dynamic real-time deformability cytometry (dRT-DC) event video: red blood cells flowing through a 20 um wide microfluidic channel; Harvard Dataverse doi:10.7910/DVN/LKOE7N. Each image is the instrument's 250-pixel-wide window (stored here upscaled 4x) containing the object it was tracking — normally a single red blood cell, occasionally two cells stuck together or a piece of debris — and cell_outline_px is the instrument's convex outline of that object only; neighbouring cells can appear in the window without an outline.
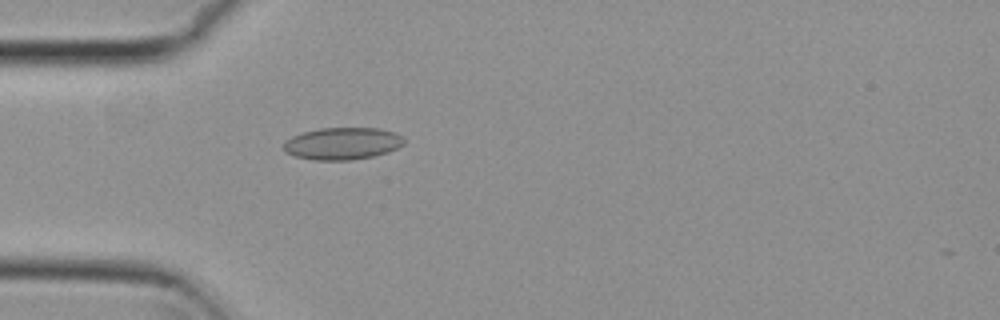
{"species": "common noctule bat (a hibernating species)", "species_latin": "Nyctalus noctula", "temperature_condition": "cold", "stored_images_in_passage": 40, "camera_frame_rate_fps": 3000, "um_per_image_px": 0.085, "animal": {"sex": "female", "body_mass_g": 29.2, "forearm_length_mm": 56.3}, "frame": {"image": 1, "passage_image": 2, "time_ms": 0.333, "image_size_px": [1000, 320], "cell_outline_px": [[404, 144], [388, 152], [372, 156], [348, 160], [316, 160], [296, 156], [284, 152], [284, 140], [292, 136], [304, 132], [320, 128], [380, 128], [396, 132], [404, 136]], "centroid_in_image_um": [29.12, 12.19], "position_along_channel_um": 55.9, "area_um2": 22.6}}
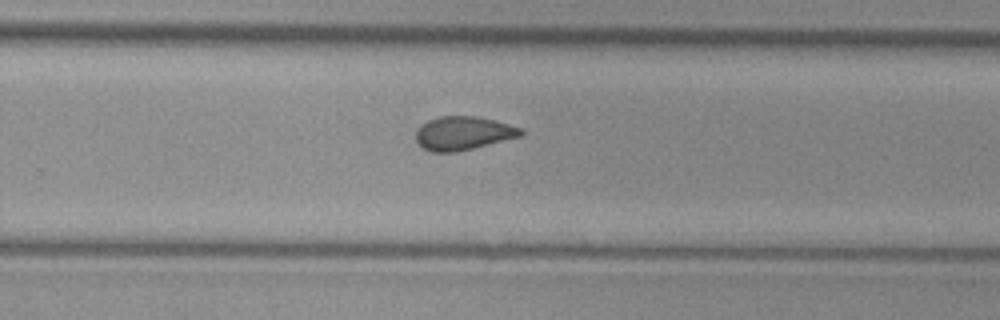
{"frame": {"image": 2, "passage_image": 21, "time_ms": 6.667, "image_size_px": [1000, 320], "cell_outline_px": [[524, 132], [520, 136], [456, 152], [432, 152], [424, 148], [416, 140], [416, 128], [420, 124], [428, 120], [440, 116], [476, 116], [496, 120], [524, 128]], "centroid_in_image_um": [39.37, 11.3], "position_along_channel_um": 290.4, "area_um2": 20.58}}
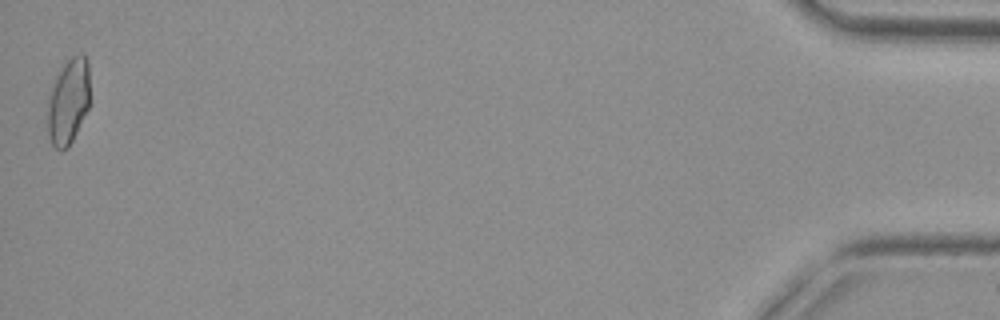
{"frame": {"image": 3, "passage_image": 40, "time_ms": 13.0, "image_size_px": [1000, 320], "cell_outline_px": [[88, 108], [72, 140], [60, 152], [52, 144], [48, 136], [48, 104], [56, 72], [72, 56], [84, 56], [88, 60]], "centroid_in_image_um": [5.79, 8.62], "position_along_channel_um": 429.4, "area_um2": 20.58}, "authors_computed_cell_mechanics": {"area_um2": 20.3745, "velocity_mm_per_s": 3.785, "shape_relaxation_time_tau1_ms": 10.6729, "shape_relaxation_time_tau2_ms": 1.7784, "deformation_change_tau1": 0.1607, "deformation_change_tau2": 0.0694}}